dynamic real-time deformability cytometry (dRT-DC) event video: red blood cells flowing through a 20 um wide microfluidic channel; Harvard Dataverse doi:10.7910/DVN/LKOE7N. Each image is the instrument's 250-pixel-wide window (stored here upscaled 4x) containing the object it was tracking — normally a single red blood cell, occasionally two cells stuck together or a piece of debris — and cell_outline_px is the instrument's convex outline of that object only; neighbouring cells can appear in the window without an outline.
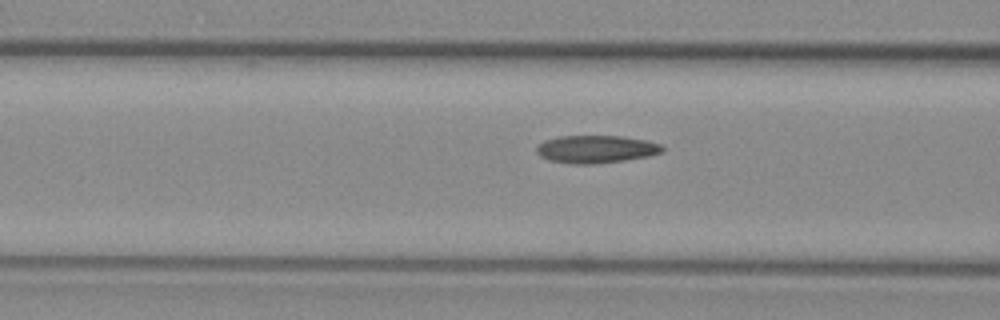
{"species": "common noctule bat (a hibernating species)", "species_latin": "Nyctalus noctula", "temperature_condition": "warm", "stored_images_in_passage": 28, "camera_frame_rate_fps": 3000, "um_per_image_px": 0.085, "animal": {"sex": "female", "body_mass_g": 29.2, "forearm_length_mm": 56.3}, "frame": {"image": 1, "passage_image": 10, "time_ms": 3.0, "image_size_px": [1000, 320], "cell_outline_px": [[664, 152], [648, 156], [624, 160], [592, 164], [572, 164], [548, 160], [540, 156], [536, 152], [536, 148], [544, 140], [560, 136], [620, 136], [644, 140], [660, 144], [664, 148]], "centroid_in_image_um": [50.64, 12.68], "position_along_channel_um": 116.0, "area_um2": 20.23}}
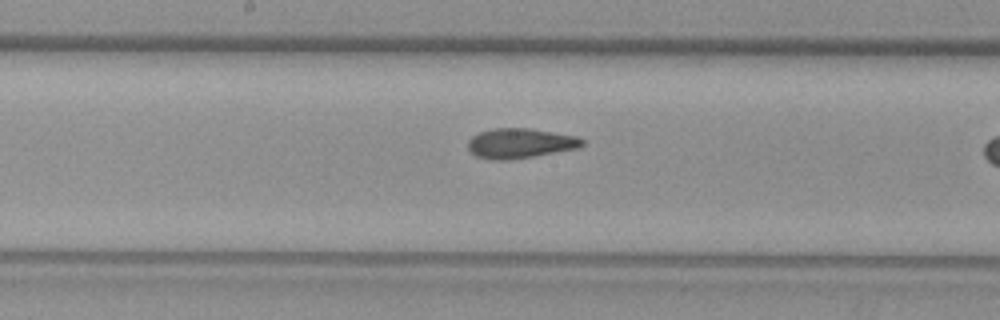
{"frame": {"image": 2, "passage_image": 17, "time_ms": 5.333, "image_size_px": [1000, 320], "cell_outline_px": [[584, 144], [576, 148], [532, 156], [504, 160], [492, 160], [476, 156], [468, 148], [468, 140], [472, 136], [480, 132], [492, 128], [528, 128], [576, 136], [584, 140]], "centroid_in_image_um": [44.17, 12.17], "position_along_channel_um": 204.0, "area_um2": 19.59}}
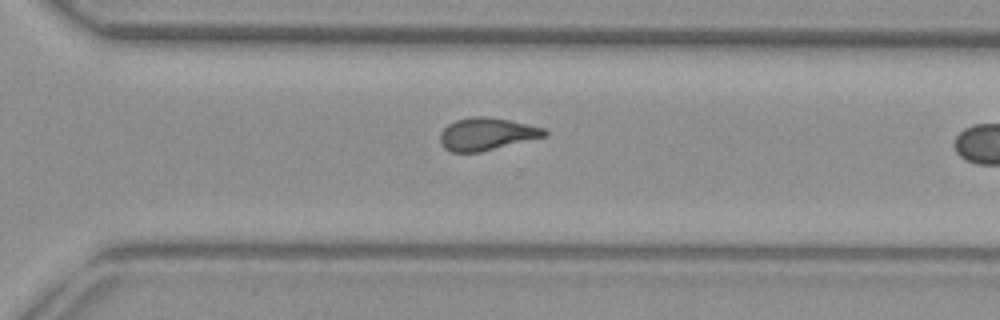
{"frame": {"image": 3, "passage_image": 27, "time_ms": 8.667, "image_size_px": [1000, 320], "cell_outline_px": [[548, 136], [480, 152], [452, 152], [444, 148], [440, 144], [440, 132], [448, 124], [456, 120], [472, 116], [488, 116], [508, 120], [544, 128], [548, 132]], "centroid_in_image_um": [41.36, 11.39], "position_along_channel_um": 329.2, "area_um2": 19.83}}